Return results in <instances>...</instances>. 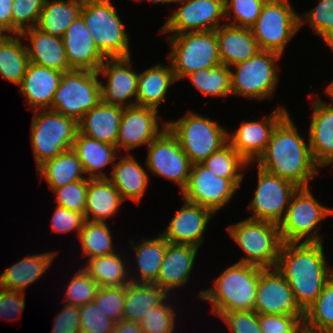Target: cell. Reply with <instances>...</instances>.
<instances>
[{
	"instance_id": "7402d4cb",
	"label": "cell",
	"mask_w": 333,
	"mask_h": 333,
	"mask_svg": "<svg viewBox=\"0 0 333 333\" xmlns=\"http://www.w3.org/2000/svg\"><path fill=\"white\" fill-rule=\"evenodd\" d=\"M62 39L71 69L98 71L106 59L92 39L81 15L71 23Z\"/></svg>"
},
{
	"instance_id": "3957f363",
	"label": "cell",
	"mask_w": 333,
	"mask_h": 333,
	"mask_svg": "<svg viewBox=\"0 0 333 333\" xmlns=\"http://www.w3.org/2000/svg\"><path fill=\"white\" fill-rule=\"evenodd\" d=\"M259 277L260 267L236 262L198 296L211 303V313L218 317L224 312L253 310Z\"/></svg>"
},
{
	"instance_id": "11a10c76",
	"label": "cell",
	"mask_w": 333,
	"mask_h": 333,
	"mask_svg": "<svg viewBox=\"0 0 333 333\" xmlns=\"http://www.w3.org/2000/svg\"><path fill=\"white\" fill-rule=\"evenodd\" d=\"M84 213L68 210L66 208L56 206L52 217V231L57 233L76 232L79 237L80 231L85 223Z\"/></svg>"
},
{
	"instance_id": "60d3db41",
	"label": "cell",
	"mask_w": 333,
	"mask_h": 333,
	"mask_svg": "<svg viewBox=\"0 0 333 333\" xmlns=\"http://www.w3.org/2000/svg\"><path fill=\"white\" fill-rule=\"evenodd\" d=\"M187 77L193 86L205 96L226 97L231 95V69L224 64L201 69Z\"/></svg>"
},
{
	"instance_id": "74e56055",
	"label": "cell",
	"mask_w": 333,
	"mask_h": 333,
	"mask_svg": "<svg viewBox=\"0 0 333 333\" xmlns=\"http://www.w3.org/2000/svg\"><path fill=\"white\" fill-rule=\"evenodd\" d=\"M37 171L40 180L45 178L52 190L71 182L89 179L84 177L82 163L72 149L63 151L58 156L41 164Z\"/></svg>"
},
{
	"instance_id": "9f6ffc18",
	"label": "cell",
	"mask_w": 333,
	"mask_h": 333,
	"mask_svg": "<svg viewBox=\"0 0 333 333\" xmlns=\"http://www.w3.org/2000/svg\"><path fill=\"white\" fill-rule=\"evenodd\" d=\"M64 305L53 320L51 333H81L80 306Z\"/></svg>"
},
{
	"instance_id": "5bb4252c",
	"label": "cell",
	"mask_w": 333,
	"mask_h": 333,
	"mask_svg": "<svg viewBox=\"0 0 333 333\" xmlns=\"http://www.w3.org/2000/svg\"><path fill=\"white\" fill-rule=\"evenodd\" d=\"M257 173L256 191L247 208L248 211H252V216L248 218L279 225L292 196L299 187L291 181L273 175L260 167H258Z\"/></svg>"
},
{
	"instance_id": "6125c7cd",
	"label": "cell",
	"mask_w": 333,
	"mask_h": 333,
	"mask_svg": "<svg viewBox=\"0 0 333 333\" xmlns=\"http://www.w3.org/2000/svg\"><path fill=\"white\" fill-rule=\"evenodd\" d=\"M298 333H331V332H323V331H314L311 329L306 328L305 326H303Z\"/></svg>"
},
{
	"instance_id": "30bf717a",
	"label": "cell",
	"mask_w": 333,
	"mask_h": 333,
	"mask_svg": "<svg viewBox=\"0 0 333 333\" xmlns=\"http://www.w3.org/2000/svg\"><path fill=\"white\" fill-rule=\"evenodd\" d=\"M282 55L259 50L253 57L233 65L231 69V94L249 99H273L279 83L276 62Z\"/></svg>"
},
{
	"instance_id": "83f0119b",
	"label": "cell",
	"mask_w": 333,
	"mask_h": 333,
	"mask_svg": "<svg viewBox=\"0 0 333 333\" xmlns=\"http://www.w3.org/2000/svg\"><path fill=\"white\" fill-rule=\"evenodd\" d=\"M123 109L122 106L101 101L78 121L79 132L116 146Z\"/></svg>"
},
{
	"instance_id": "44dd1931",
	"label": "cell",
	"mask_w": 333,
	"mask_h": 333,
	"mask_svg": "<svg viewBox=\"0 0 333 333\" xmlns=\"http://www.w3.org/2000/svg\"><path fill=\"white\" fill-rule=\"evenodd\" d=\"M183 201L181 209L171 218L167 228L160 234L170 243L187 244L200 248L204 241L206 226L215 213L206 207Z\"/></svg>"
},
{
	"instance_id": "b9f144b4",
	"label": "cell",
	"mask_w": 333,
	"mask_h": 333,
	"mask_svg": "<svg viewBox=\"0 0 333 333\" xmlns=\"http://www.w3.org/2000/svg\"><path fill=\"white\" fill-rule=\"evenodd\" d=\"M303 325L314 331L333 333V275L304 312Z\"/></svg>"
},
{
	"instance_id": "4316f807",
	"label": "cell",
	"mask_w": 333,
	"mask_h": 333,
	"mask_svg": "<svg viewBox=\"0 0 333 333\" xmlns=\"http://www.w3.org/2000/svg\"><path fill=\"white\" fill-rule=\"evenodd\" d=\"M215 33L221 64L227 67L231 68L246 61L260 50L251 28L225 22L215 30Z\"/></svg>"
},
{
	"instance_id": "ac0fdd59",
	"label": "cell",
	"mask_w": 333,
	"mask_h": 333,
	"mask_svg": "<svg viewBox=\"0 0 333 333\" xmlns=\"http://www.w3.org/2000/svg\"><path fill=\"white\" fill-rule=\"evenodd\" d=\"M253 310L258 314L304 315L288 282L276 267L260 268Z\"/></svg>"
},
{
	"instance_id": "8992f818",
	"label": "cell",
	"mask_w": 333,
	"mask_h": 333,
	"mask_svg": "<svg viewBox=\"0 0 333 333\" xmlns=\"http://www.w3.org/2000/svg\"><path fill=\"white\" fill-rule=\"evenodd\" d=\"M117 12L111 0L84 1L80 12L92 39L106 58L131 56L129 35Z\"/></svg>"
},
{
	"instance_id": "52a82bcc",
	"label": "cell",
	"mask_w": 333,
	"mask_h": 333,
	"mask_svg": "<svg viewBox=\"0 0 333 333\" xmlns=\"http://www.w3.org/2000/svg\"><path fill=\"white\" fill-rule=\"evenodd\" d=\"M310 189L299 187L292 196L278 225L283 243L323 242L318 233L320 222L333 215V208L320 204Z\"/></svg>"
},
{
	"instance_id": "7dc6e473",
	"label": "cell",
	"mask_w": 333,
	"mask_h": 333,
	"mask_svg": "<svg viewBox=\"0 0 333 333\" xmlns=\"http://www.w3.org/2000/svg\"><path fill=\"white\" fill-rule=\"evenodd\" d=\"M45 0H13L12 34H22L37 25Z\"/></svg>"
},
{
	"instance_id": "f907efd6",
	"label": "cell",
	"mask_w": 333,
	"mask_h": 333,
	"mask_svg": "<svg viewBox=\"0 0 333 333\" xmlns=\"http://www.w3.org/2000/svg\"><path fill=\"white\" fill-rule=\"evenodd\" d=\"M88 179L68 183L53 190L56 195L57 206L68 210L85 212Z\"/></svg>"
},
{
	"instance_id": "d4e9b609",
	"label": "cell",
	"mask_w": 333,
	"mask_h": 333,
	"mask_svg": "<svg viewBox=\"0 0 333 333\" xmlns=\"http://www.w3.org/2000/svg\"><path fill=\"white\" fill-rule=\"evenodd\" d=\"M62 73L32 62L29 63L18 92L25 97L26 103L32 111L51 110Z\"/></svg>"
},
{
	"instance_id": "ab89813d",
	"label": "cell",
	"mask_w": 333,
	"mask_h": 333,
	"mask_svg": "<svg viewBox=\"0 0 333 333\" xmlns=\"http://www.w3.org/2000/svg\"><path fill=\"white\" fill-rule=\"evenodd\" d=\"M109 228L107 222L85 221L79 234L83 257L91 259L116 252Z\"/></svg>"
},
{
	"instance_id": "1f68e13d",
	"label": "cell",
	"mask_w": 333,
	"mask_h": 333,
	"mask_svg": "<svg viewBox=\"0 0 333 333\" xmlns=\"http://www.w3.org/2000/svg\"><path fill=\"white\" fill-rule=\"evenodd\" d=\"M58 251L26 256L0 275V287L25 293L26 287L38 280L48 269Z\"/></svg>"
},
{
	"instance_id": "be15d7a7",
	"label": "cell",
	"mask_w": 333,
	"mask_h": 333,
	"mask_svg": "<svg viewBox=\"0 0 333 333\" xmlns=\"http://www.w3.org/2000/svg\"><path fill=\"white\" fill-rule=\"evenodd\" d=\"M139 1H141V0H139ZM144 1L153 2V3H162V4H164V3L172 4V3L177 2V0H144Z\"/></svg>"
},
{
	"instance_id": "f5cc1de1",
	"label": "cell",
	"mask_w": 333,
	"mask_h": 333,
	"mask_svg": "<svg viewBox=\"0 0 333 333\" xmlns=\"http://www.w3.org/2000/svg\"><path fill=\"white\" fill-rule=\"evenodd\" d=\"M304 315L258 314L262 333H298L303 325Z\"/></svg>"
},
{
	"instance_id": "cb8c5ba5",
	"label": "cell",
	"mask_w": 333,
	"mask_h": 333,
	"mask_svg": "<svg viewBox=\"0 0 333 333\" xmlns=\"http://www.w3.org/2000/svg\"><path fill=\"white\" fill-rule=\"evenodd\" d=\"M314 100L308 143L314 162L322 168L333 165V105L320 97Z\"/></svg>"
},
{
	"instance_id": "8d00e7d4",
	"label": "cell",
	"mask_w": 333,
	"mask_h": 333,
	"mask_svg": "<svg viewBox=\"0 0 333 333\" xmlns=\"http://www.w3.org/2000/svg\"><path fill=\"white\" fill-rule=\"evenodd\" d=\"M82 5L80 0H45L36 27L62 38L71 23L80 16Z\"/></svg>"
},
{
	"instance_id": "c3c4849f",
	"label": "cell",
	"mask_w": 333,
	"mask_h": 333,
	"mask_svg": "<svg viewBox=\"0 0 333 333\" xmlns=\"http://www.w3.org/2000/svg\"><path fill=\"white\" fill-rule=\"evenodd\" d=\"M168 297L143 318L139 323L142 333H173L176 322L174 307L167 300Z\"/></svg>"
},
{
	"instance_id": "ee69618b",
	"label": "cell",
	"mask_w": 333,
	"mask_h": 333,
	"mask_svg": "<svg viewBox=\"0 0 333 333\" xmlns=\"http://www.w3.org/2000/svg\"><path fill=\"white\" fill-rule=\"evenodd\" d=\"M303 23H309L333 51V0H320L313 9L299 15V28Z\"/></svg>"
},
{
	"instance_id": "4fadbf2b",
	"label": "cell",
	"mask_w": 333,
	"mask_h": 333,
	"mask_svg": "<svg viewBox=\"0 0 333 333\" xmlns=\"http://www.w3.org/2000/svg\"><path fill=\"white\" fill-rule=\"evenodd\" d=\"M145 163L153 175L173 181L181 192L186 188L192 163L167 127L148 145Z\"/></svg>"
},
{
	"instance_id": "f546056e",
	"label": "cell",
	"mask_w": 333,
	"mask_h": 333,
	"mask_svg": "<svg viewBox=\"0 0 333 333\" xmlns=\"http://www.w3.org/2000/svg\"><path fill=\"white\" fill-rule=\"evenodd\" d=\"M72 150L82 163L88 178H109L103 169L118 159L117 148L111 144L98 141L80 132L72 145Z\"/></svg>"
},
{
	"instance_id": "7c38bea8",
	"label": "cell",
	"mask_w": 333,
	"mask_h": 333,
	"mask_svg": "<svg viewBox=\"0 0 333 333\" xmlns=\"http://www.w3.org/2000/svg\"><path fill=\"white\" fill-rule=\"evenodd\" d=\"M299 29V13L288 0H266L251 27L260 50L280 55Z\"/></svg>"
},
{
	"instance_id": "7a4b0ae2",
	"label": "cell",
	"mask_w": 333,
	"mask_h": 333,
	"mask_svg": "<svg viewBox=\"0 0 333 333\" xmlns=\"http://www.w3.org/2000/svg\"><path fill=\"white\" fill-rule=\"evenodd\" d=\"M256 162L261 169L298 187H310L309 182L319 172L309 143L299 134L289 113L276 125L267 147Z\"/></svg>"
},
{
	"instance_id": "d590c367",
	"label": "cell",
	"mask_w": 333,
	"mask_h": 333,
	"mask_svg": "<svg viewBox=\"0 0 333 333\" xmlns=\"http://www.w3.org/2000/svg\"><path fill=\"white\" fill-rule=\"evenodd\" d=\"M21 34H7L0 41V75L3 80L21 85L30 63Z\"/></svg>"
},
{
	"instance_id": "4dcf8cb0",
	"label": "cell",
	"mask_w": 333,
	"mask_h": 333,
	"mask_svg": "<svg viewBox=\"0 0 333 333\" xmlns=\"http://www.w3.org/2000/svg\"><path fill=\"white\" fill-rule=\"evenodd\" d=\"M109 179L124 200L140 203L149 184V175L131 154H126L121 160L112 164Z\"/></svg>"
},
{
	"instance_id": "e0dca14e",
	"label": "cell",
	"mask_w": 333,
	"mask_h": 333,
	"mask_svg": "<svg viewBox=\"0 0 333 333\" xmlns=\"http://www.w3.org/2000/svg\"><path fill=\"white\" fill-rule=\"evenodd\" d=\"M132 66L131 56L104 60L97 71L99 76L108 78L106 84L100 81L101 101L122 107L136 105L139 73L132 70ZM133 97L135 100L126 103Z\"/></svg>"
},
{
	"instance_id": "9a60e30c",
	"label": "cell",
	"mask_w": 333,
	"mask_h": 333,
	"mask_svg": "<svg viewBox=\"0 0 333 333\" xmlns=\"http://www.w3.org/2000/svg\"><path fill=\"white\" fill-rule=\"evenodd\" d=\"M242 180L216 176L201 163H195L188 184L180 194L183 200L211 209L216 214L230 202Z\"/></svg>"
},
{
	"instance_id": "db71d44e",
	"label": "cell",
	"mask_w": 333,
	"mask_h": 333,
	"mask_svg": "<svg viewBox=\"0 0 333 333\" xmlns=\"http://www.w3.org/2000/svg\"><path fill=\"white\" fill-rule=\"evenodd\" d=\"M231 333H262L258 321V313L254 310L229 311L220 316Z\"/></svg>"
},
{
	"instance_id": "484cf974",
	"label": "cell",
	"mask_w": 333,
	"mask_h": 333,
	"mask_svg": "<svg viewBox=\"0 0 333 333\" xmlns=\"http://www.w3.org/2000/svg\"><path fill=\"white\" fill-rule=\"evenodd\" d=\"M21 35L24 39L28 38L26 48L30 62L60 72L72 70L61 37L45 33L36 26Z\"/></svg>"
},
{
	"instance_id": "836d02e7",
	"label": "cell",
	"mask_w": 333,
	"mask_h": 333,
	"mask_svg": "<svg viewBox=\"0 0 333 333\" xmlns=\"http://www.w3.org/2000/svg\"><path fill=\"white\" fill-rule=\"evenodd\" d=\"M167 297L170 296L155 284L130 282L126 285L123 318L140 323Z\"/></svg>"
},
{
	"instance_id": "f1b7e54d",
	"label": "cell",
	"mask_w": 333,
	"mask_h": 333,
	"mask_svg": "<svg viewBox=\"0 0 333 333\" xmlns=\"http://www.w3.org/2000/svg\"><path fill=\"white\" fill-rule=\"evenodd\" d=\"M119 191L109 178H89L86 197L85 219L106 222L112 218L123 203Z\"/></svg>"
},
{
	"instance_id": "7bdbcfd3",
	"label": "cell",
	"mask_w": 333,
	"mask_h": 333,
	"mask_svg": "<svg viewBox=\"0 0 333 333\" xmlns=\"http://www.w3.org/2000/svg\"><path fill=\"white\" fill-rule=\"evenodd\" d=\"M201 164L216 176L228 179H243L244 173L242 170L252 163H247L237 151L227 143L218 151L213 152Z\"/></svg>"
},
{
	"instance_id": "ba28073f",
	"label": "cell",
	"mask_w": 333,
	"mask_h": 333,
	"mask_svg": "<svg viewBox=\"0 0 333 333\" xmlns=\"http://www.w3.org/2000/svg\"><path fill=\"white\" fill-rule=\"evenodd\" d=\"M31 145L37 168L44 162L72 149L79 132L78 121L55 111L34 110Z\"/></svg>"
},
{
	"instance_id": "e575fe53",
	"label": "cell",
	"mask_w": 333,
	"mask_h": 333,
	"mask_svg": "<svg viewBox=\"0 0 333 333\" xmlns=\"http://www.w3.org/2000/svg\"><path fill=\"white\" fill-rule=\"evenodd\" d=\"M130 241L133 250H135V260L138 267L136 270L138 273H134L138 276L136 278V276L132 277L131 275V281L133 283L154 284L157 281L166 251V239L158 234L155 238H143L138 245L133 240Z\"/></svg>"
},
{
	"instance_id": "d6a6232c",
	"label": "cell",
	"mask_w": 333,
	"mask_h": 333,
	"mask_svg": "<svg viewBox=\"0 0 333 333\" xmlns=\"http://www.w3.org/2000/svg\"><path fill=\"white\" fill-rule=\"evenodd\" d=\"M171 64H157L138 74L136 105L158 107L166 100L171 84L176 82Z\"/></svg>"
},
{
	"instance_id": "277c9868",
	"label": "cell",
	"mask_w": 333,
	"mask_h": 333,
	"mask_svg": "<svg viewBox=\"0 0 333 333\" xmlns=\"http://www.w3.org/2000/svg\"><path fill=\"white\" fill-rule=\"evenodd\" d=\"M166 127L176 137L192 164L202 163L226 145L230 132L216 121L192 111L176 121L167 120Z\"/></svg>"
},
{
	"instance_id": "f6af8a7d",
	"label": "cell",
	"mask_w": 333,
	"mask_h": 333,
	"mask_svg": "<svg viewBox=\"0 0 333 333\" xmlns=\"http://www.w3.org/2000/svg\"><path fill=\"white\" fill-rule=\"evenodd\" d=\"M265 2L266 0H224L225 19H233L227 24L251 28L258 19Z\"/></svg>"
},
{
	"instance_id": "8fae6325",
	"label": "cell",
	"mask_w": 333,
	"mask_h": 333,
	"mask_svg": "<svg viewBox=\"0 0 333 333\" xmlns=\"http://www.w3.org/2000/svg\"><path fill=\"white\" fill-rule=\"evenodd\" d=\"M97 71L72 69L62 73L51 110L79 121L101 102Z\"/></svg>"
},
{
	"instance_id": "681fc988",
	"label": "cell",
	"mask_w": 333,
	"mask_h": 333,
	"mask_svg": "<svg viewBox=\"0 0 333 333\" xmlns=\"http://www.w3.org/2000/svg\"><path fill=\"white\" fill-rule=\"evenodd\" d=\"M126 286L98 287L94 302L115 323L123 319Z\"/></svg>"
},
{
	"instance_id": "9c48e42d",
	"label": "cell",
	"mask_w": 333,
	"mask_h": 333,
	"mask_svg": "<svg viewBox=\"0 0 333 333\" xmlns=\"http://www.w3.org/2000/svg\"><path fill=\"white\" fill-rule=\"evenodd\" d=\"M169 62L176 80L221 64L215 30L169 35Z\"/></svg>"
},
{
	"instance_id": "bcb514c9",
	"label": "cell",
	"mask_w": 333,
	"mask_h": 333,
	"mask_svg": "<svg viewBox=\"0 0 333 333\" xmlns=\"http://www.w3.org/2000/svg\"><path fill=\"white\" fill-rule=\"evenodd\" d=\"M79 269L71 277L63 300L70 305L83 306L94 301L99 286L83 268Z\"/></svg>"
},
{
	"instance_id": "603a6c76",
	"label": "cell",
	"mask_w": 333,
	"mask_h": 333,
	"mask_svg": "<svg viewBox=\"0 0 333 333\" xmlns=\"http://www.w3.org/2000/svg\"><path fill=\"white\" fill-rule=\"evenodd\" d=\"M199 248L187 244H175L166 240L157 281L154 283L168 295L172 290L187 284Z\"/></svg>"
},
{
	"instance_id": "e7e4bbea",
	"label": "cell",
	"mask_w": 333,
	"mask_h": 333,
	"mask_svg": "<svg viewBox=\"0 0 333 333\" xmlns=\"http://www.w3.org/2000/svg\"><path fill=\"white\" fill-rule=\"evenodd\" d=\"M7 35V33L0 28V41Z\"/></svg>"
},
{
	"instance_id": "2e32d148",
	"label": "cell",
	"mask_w": 333,
	"mask_h": 333,
	"mask_svg": "<svg viewBox=\"0 0 333 333\" xmlns=\"http://www.w3.org/2000/svg\"><path fill=\"white\" fill-rule=\"evenodd\" d=\"M182 5L171 13L159 32L180 34L216 30L225 19L224 0H177Z\"/></svg>"
},
{
	"instance_id": "d6986e66",
	"label": "cell",
	"mask_w": 333,
	"mask_h": 333,
	"mask_svg": "<svg viewBox=\"0 0 333 333\" xmlns=\"http://www.w3.org/2000/svg\"><path fill=\"white\" fill-rule=\"evenodd\" d=\"M159 110L145 106L124 107L119 124L116 148L130 150L147 146L166 128V121L160 128ZM159 122V123H158Z\"/></svg>"
},
{
	"instance_id": "f35d334b",
	"label": "cell",
	"mask_w": 333,
	"mask_h": 333,
	"mask_svg": "<svg viewBox=\"0 0 333 333\" xmlns=\"http://www.w3.org/2000/svg\"><path fill=\"white\" fill-rule=\"evenodd\" d=\"M121 258L117 252L106 256L93 257L88 259L86 266L82 268L99 287L126 286L132 281L127 271L128 266L123 261L125 259Z\"/></svg>"
},
{
	"instance_id": "6f0895ef",
	"label": "cell",
	"mask_w": 333,
	"mask_h": 333,
	"mask_svg": "<svg viewBox=\"0 0 333 333\" xmlns=\"http://www.w3.org/2000/svg\"><path fill=\"white\" fill-rule=\"evenodd\" d=\"M25 293L0 287V318L13 320L25 308Z\"/></svg>"
},
{
	"instance_id": "5b68a950",
	"label": "cell",
	"mask_w": 333,
	"mask_h": 333,
	"mask_svg": "<svg viewBox=\"0 0 333 333\" xmlns=\"http://www.w3.org/2000/svg\"><path fill=\"white\" fill-rule=\"evenodd\" d=\"M229 236L245 253L240 263L275 268L282 245L277 224L246 218L227 227Z\"/></svg>"
},
{
	"instance_id": "680465c9",
	"label": "cell",
	"mask_w": 333,
	"mask_h": 333,
	"mask_svg": "<svg viewBox=\"0 0 333 333\" xmlns=\"http://www.w3.org/2000/svg\"><path fill=\"white\" fill-rule=\"evenodd\" d=\"M12 7L13 0H0V28L12 34Z\"/></svg>"
},
{
	"instance_id": "94428289",
	"label": "cell",
	"mask_w": 333,
	"mask_h": 333,
	"mask_svg": "<svg viewBox=\"0 0 333 333\" xmlns=\"http://www.w3.org/2000/svg\"><path fill=\"white\" fill-rule=\"evenodd\" d=\"M324 91L329 95V97H331L332 101L330 104L333 105V80L330 83H328Z\"/></svg>"
},
{
	"instance_id": "ffe728a7",
	"label": "cell",
	"mask_w": 333,
	"mask_h": 333,
	"mask_svg": "<svg viewBox=\"0 0 333 333\" xmlns=\"http://www.w3.org/2000/svg\"><path fill=\"white\" fill-rule=\"evenodd\" d=\"M287 114L286 108L280 106L264 120L243 121L237 130L228 133V143L247 163H253L264 152L276 125Z\"/></svg>"
},
{
	"instance_id": "91938a15",
	"label": "cell",
	"mask_w": 333,
	"mask_h": 333,
	"mask_svg": "<svg viewBox=\"0 0 333 333\" xmlns=\"http://www.w3.org/2000/svg\"><path fill=\"white\" fill-rule=\"evenodd\" d=\"M112 333H142V329L139 323L123 318L115 323Z\"/></svg>"
},
{
	"instance_id": "816d5d0a",
	"label": "cell",
	"mask_w": 333,
	"mask_h": 333,
	"mask_svg": "<svg viewBox=\"0 0 333 333\" xmlns=\"http://www.w3.org/2000/svg\"><path fill=\"white\" fill-rule=\"evenodd\" d=\"M81 333H112L115 322L94 301L80 306Z\"/></svg>"
},
{
	"instance_id": "6da1fadb",
	"label": "cell",
	"mask_w": 333,
	"mask_h": 333,
	"mask_svg": "<svg viewBox=\"0 0 333 333\" xmlns=\"http://www.w3.org/2000/svg\"><path fill=\"white\" fill-rule=\"evenodd\" d=\"M323 242L282 243L276 268L305 312L333 275L325 259Z\"/></svg>"
}]
</instances>
